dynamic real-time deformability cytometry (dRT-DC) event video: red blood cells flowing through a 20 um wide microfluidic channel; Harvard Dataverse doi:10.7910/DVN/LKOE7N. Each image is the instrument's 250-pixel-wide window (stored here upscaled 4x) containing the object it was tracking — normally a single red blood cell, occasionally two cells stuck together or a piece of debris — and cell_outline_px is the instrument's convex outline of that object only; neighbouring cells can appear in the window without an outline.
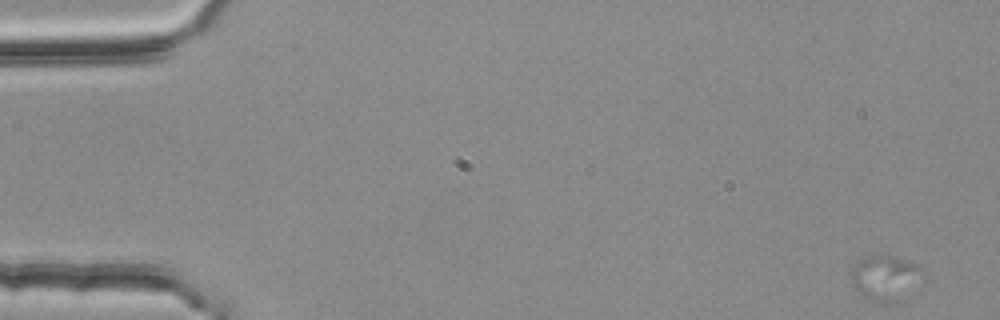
{"species": "common noctule bat (a hibernating species)", "species_latin": "Nyctalus noctula", "temperature_condition": "room temperature", "stored_images_in_passage": 27, "camera_frame_rate_fps": 3000, "um_per_image_px": 0.085, "animal": {"sex": "female", "body_mass_g": 25.1}, "frame": {"image": 1, "passage_image": 1, "time_ms": 0.0, "image_size_px": [1000, 320], "cell_outline_px": [[928, 280], [904, 304], [876, 304], [868, 300], [856, 288], [852, 272], [852, 264], [868, 256], [888, 256], [904, 260], [920, 268], [928, 276]], "centroid_in_image_um": [75.44, 23.75], "position_along_channel_um": 9.6, "area_um2": 20.06}}
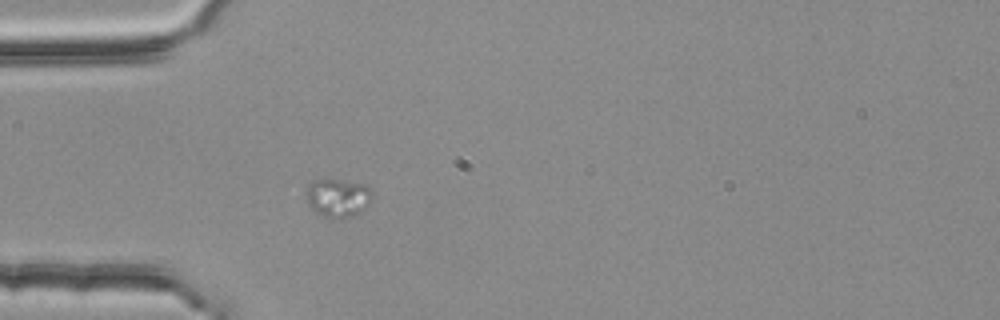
{"frame": {"image": 2, "passage_image": 16, "time_ms": 5.0, "image_size_px": [1000, 320], "cell_outline_px": [[372, 196], [368, 204], [364, 208], [352, 216], [340, 220], [328, 220], [308, 208], [308, 184], [312, 180], [340, 180], [364, 184], [368, 188]], "centroid_in_image_um": [28.67, 16.86], "position_along_channel_um": 56.3, "area_um2": 14.85}}